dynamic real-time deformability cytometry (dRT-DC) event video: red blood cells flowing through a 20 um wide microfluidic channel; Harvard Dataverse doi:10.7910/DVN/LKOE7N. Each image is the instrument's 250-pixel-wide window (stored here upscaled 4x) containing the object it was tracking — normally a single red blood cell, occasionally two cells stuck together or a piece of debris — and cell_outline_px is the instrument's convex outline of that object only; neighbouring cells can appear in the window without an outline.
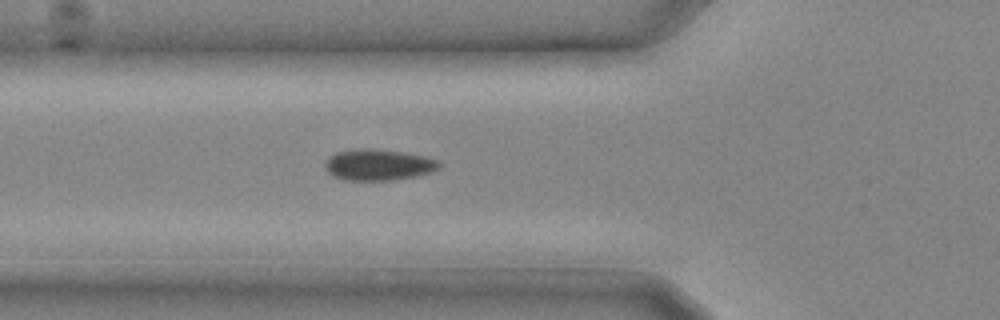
{"species": "common noctule bat (a hibernating species)", "species_latin": "Nyctalus noctula", "temperature_condition": "cold", "stored_images_in_passage": 12, "camera_frame_rate_fps": 3000, "um_per_image_px": 0.085, "animal": {"sex": "male", "body_mass_g": 20.4}, "frame": {"image": 1, "passage_image": 10, "time_ms": 3.0, "image_size_px": [1000, 320], "cell_outline_px": [[440, 168], [432, 172], [416, 176], [392, 180], [344, 180], [332, 176], [324, 168], [324, 160], [328, 156], [336, 152], [356, 148], [372, 148], [400, 152], [424, 156], [436, 160], [440, 164]], "centroid_in_image_um": [32.09, 14.01], "position_along_channel_um": 93.7, "area_um2": 20.92}}
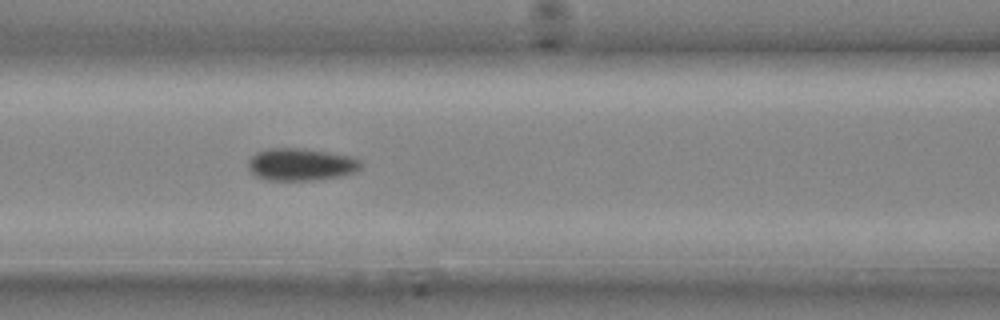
{"frame": {"image": 2, "passage_image": 12, "time_ms": 3.667, "image_size_px": [1000, 320], "cell_outline_px": [[364, 164], [356, 172], [344, 176], [312, 180], [268, 180], [256, 176], [248, 168], [248, 160], [256, 152], [268, 148], [300, 148], [328, 152], [352, 156], [360, 160]], "centroid_in_image_um": [25.61, 13.98], "position_along_channel_um": 141.0, "area_um2": 21.44}}